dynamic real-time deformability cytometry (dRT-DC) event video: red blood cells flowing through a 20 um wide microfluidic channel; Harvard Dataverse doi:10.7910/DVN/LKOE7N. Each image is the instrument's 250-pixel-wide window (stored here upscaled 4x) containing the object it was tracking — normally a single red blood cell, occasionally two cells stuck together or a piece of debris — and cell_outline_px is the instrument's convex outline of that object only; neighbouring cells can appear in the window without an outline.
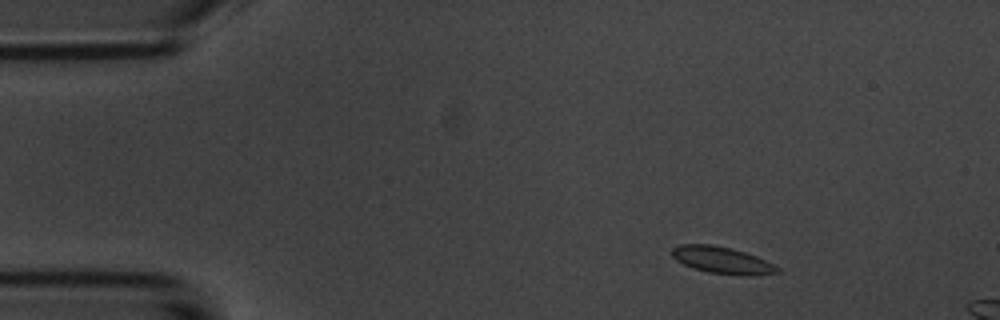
{"species": "common noctule bat (a hibernating species)", "species_latin": "Nyctalus noctula", "temperature_condition": "room temperature", "stored_images_in_passage": 5, "camera_frame_rate_fps": 3000, "um_per_image_px": 0.085, "animal": {"sex": "male", "body_mass_g": 20.1, "forearm_length_mm": 53.5}, "frame": {"image": 1, "passage_image": 2, "time_ms": 1.333, "image_size_px": [1000, 320], "cell_outline_px": [[780, 272], [752, 276], [740, 276], [708, 272], [692, 268], [676, 260], [672, 256], [672, 248], [680, 244], [712, 244], [732, 248], [756, 256], [780, 268]], "centroid_in_image_um": [61.37, 22.12], "position_along_channel_um": 23.6, "area_um2": 16.59}}